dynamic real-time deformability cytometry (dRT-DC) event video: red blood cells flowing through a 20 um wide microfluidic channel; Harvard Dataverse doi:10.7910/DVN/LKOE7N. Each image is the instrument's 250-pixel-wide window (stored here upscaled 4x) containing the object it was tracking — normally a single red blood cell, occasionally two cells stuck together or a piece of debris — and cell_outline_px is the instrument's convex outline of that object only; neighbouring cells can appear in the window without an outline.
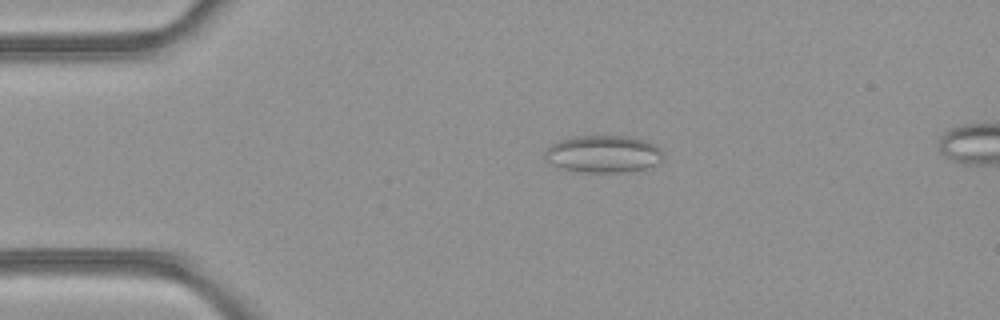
{"species": "common noctule bat (a hibernating species)", "species_latin": "Nyctalus noctula", "temperature_condition": "room temperature", "stored_images_in_passage": 43, "segment_of_instrument_passage": [1, 2], "camera_frame_rate_fps": 3000, "um_per_image_px": 0.085, "animal": {"sex": "female", "body_mass_g": 21.9}, "frame": {"image": 1, "passage_image": 3, "time_ms": 0.667, "image_size_px": [1000, 320], "cell_outline_px": [[664, 160], [656, 164], [644, 168], [628, 172], [584, 172], [560, 168], [552, 164], [544, 156], [544, 152], [552, 144], [560, 140], [572, 136], [628, 136], [656, 144], [660, 148], [664, 156]], "centroid_in_image_um": [51.31, 13.09], "position_along_channel_um": 33.7, "area_um2": 25.72}}
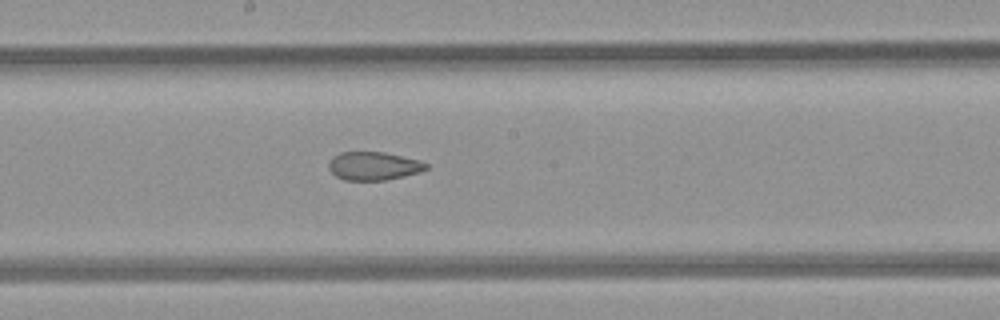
{"frame": {"image": 2, "passage_image": 19, "time_ms": 6.0, "image_size_px": [1000, 320], "cell_outline_px": [[428, 168], [420, 172], [404, 176], [384, 180], [344, 180], [336, 176], [328, 168], [328, 164], [340, 152], [384, 152], [420, 160], [428, 164]], "centroid_in_image_um": [31.79, 14.11], "position_along_channel_um": 216.4, "area_um2": 15.95}}
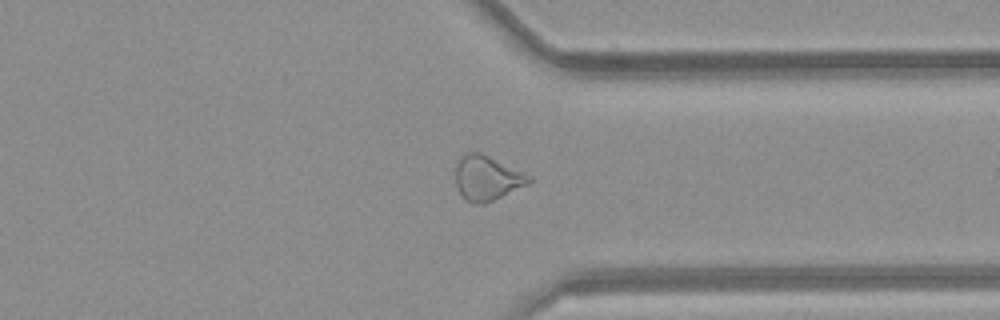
{"frame": {"image": 3, "passage_image": 30, "time_ms": 9.667, "image_size_px": [1000, 320], "cell_outline_px": [[532, 180], [528, 184], [484, 204], [476, 204], [464, 200], [456, 188], [456, 164], [460, 156], [468, 152], [480, 152], [524, 172], [532, 176]], "centroid_in_image_um": [41.37, 15.14], "position_along_channel_um": 370.0, "area_um2": 19.19}}